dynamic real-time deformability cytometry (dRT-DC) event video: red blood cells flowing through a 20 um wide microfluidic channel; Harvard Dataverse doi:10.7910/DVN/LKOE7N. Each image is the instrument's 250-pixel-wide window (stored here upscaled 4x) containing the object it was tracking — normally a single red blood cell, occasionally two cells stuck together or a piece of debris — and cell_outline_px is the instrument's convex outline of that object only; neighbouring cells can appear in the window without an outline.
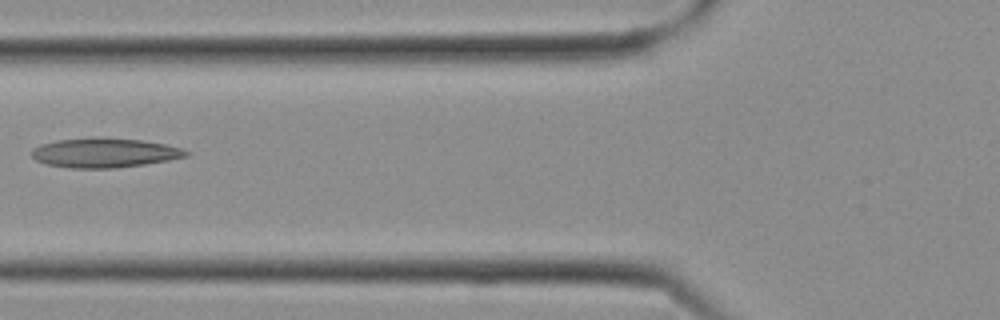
{"species": "Egyptian fruit bat (a non-hibernating species)", "species_latin": "Rousettus aegyptiacus", "temperature_condition": "cold", "stored_images_in_passage": 14, "camera_frame_rate_fps": 3000, "um_per_image_px": 0.085, "frame": {"image": 1, "passage_image": 10, "time_ms": 3.0, "image_size_px": [1000, 320], "cell_outline_px": [[192, 152], [188, 156], [168, 160], [144, 164], [116, 168], [68, 168], [48, 164], [36, 160], [32, 156], [32, 148], [40, 144], [56, 140], [100, 136], [140, 140], [164, 144], [180, 148]], "centroid_in_image_um": [8.87, 12.97], "position_along_channel_um": 116.9, "area_um2": 26.7}}
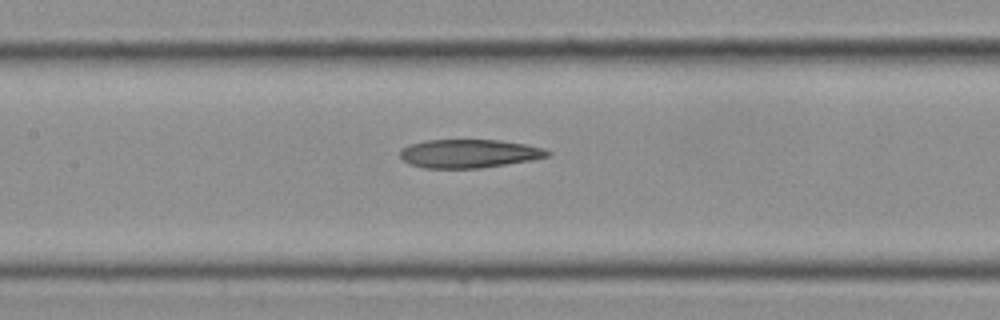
{"frame": {"image": 2, "passage_image": 12, "time_ms": 3.667, "image_size_px": [1000, 320], "cell_outline_px": [[552, 152], [548, 156], [532, 160], [480, 168], [424, 168], [408, 164], [400, 156], [400, 148], [408, 144], [424, 140], [500, 140], [524, 144], [544, 148]], "centroid_in_image_um": [39.83, 13.05], "position_along_channel_um": 167.6, "area_um2": 24.62}}
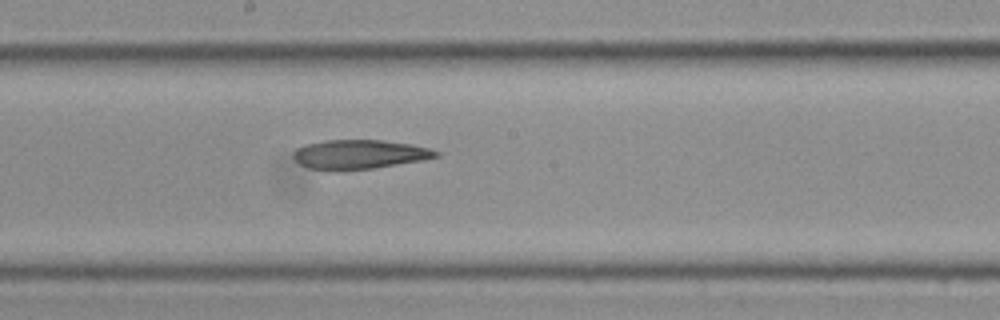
{"frame": {"image": 3, "passage_image": 14, "time_ms": 4.333, "image_size_px": [1000, 320], "cell_outline_px": [[440, 156], [424, 160], [376, 168], [308, 168], [300, 164], [292, 156], [292, 152], [296, 148], [304, 144], [324, 140], [384, 140], [432, 148], [440, 152]], "centroid_in_image_um": [30.59, 13.09], "position_along_channel_um": 217.6, "area_um2": 23.93}}